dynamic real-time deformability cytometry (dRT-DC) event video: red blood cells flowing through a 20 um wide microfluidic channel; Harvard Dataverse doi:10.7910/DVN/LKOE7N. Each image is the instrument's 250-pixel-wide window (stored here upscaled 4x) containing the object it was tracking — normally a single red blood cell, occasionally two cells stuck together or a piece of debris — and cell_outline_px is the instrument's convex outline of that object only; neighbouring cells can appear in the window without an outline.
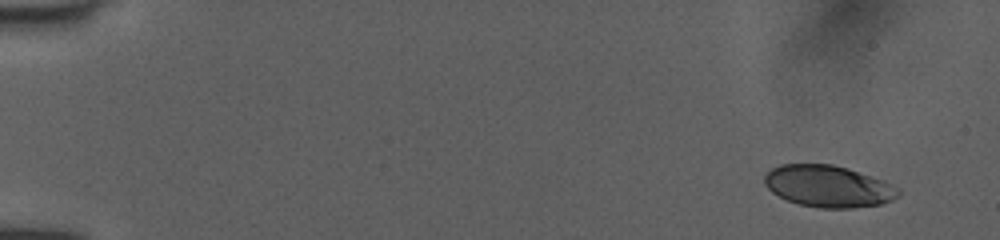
{"species": "human", "species_latin": "Homo sapiens", "temperature_condition": "room temperature", "stored_images_in_passage": 49, "camera_frame_rate_fps": 3000, "um_per_image_px": 0.085, "donor": {"sex": "female"}, "frame": {"image": 1, "passage_image": 1, "time_ms": 0.0, "image_size_px": [1000, 240], "cell_outline_px": [[900, 196], [892, 200], [880, 204], [852, 208], [820, 208], [800, 204], [788, 200], [772, 192], [764, 184], [764, 176], [772, 168], [780, 164], [832, 164], [848, 168], [884, 180], [900, 188]], "centroid_in_image_um": [70.43, 15.83], "position_along_channel_um": 14.6, "area_um2": 32.66}}
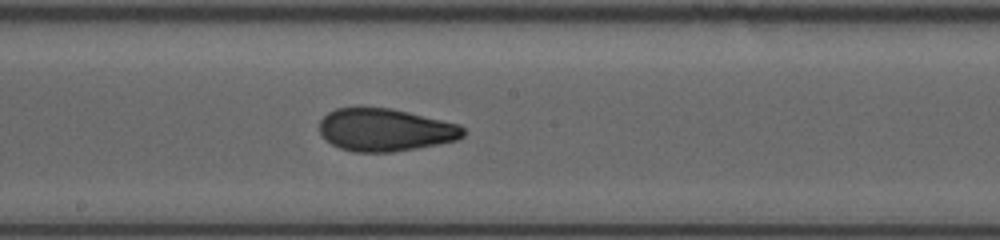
{"frame": {"image": 2, "passage_image": 27, "time_ms": 8.667, "image_size_px": [1000, 240], "cell_outline_px": [[464, 136], [456, 140], [416, 148], [392, 152], [352, 152], [340, 148], [324, 140], [320, 136], [320, 120], [328, 112], [336, 108], [392, 108], [460, 124], [464, 128]], "centroid_in_image_um": [32.72, 11.04], "position_along_channel_um": 215.5, "area_um2": 35.78}}
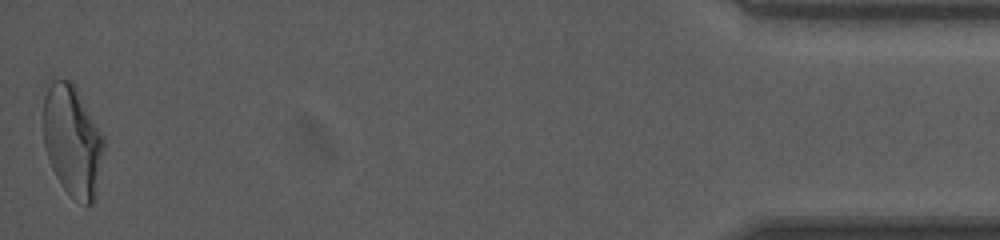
{"frame": {"image": 3, "passage_image": 49, "time_ms": 16.0, "image_size_px": [1000, 240], "cell_outline_px": [[104, 148], [96, 200], [92, 204], [84, 204], [72, 196], [60, 184], [52, 168], [44, 148], [44, 96], [52, 76], [72, 80], [104, 140]], "centroid_in_image_um": [6.14, 11.96], "position_along_channel_um": 429.1, "area_um2": 39.13}, "authors_computed_cell_mechanics": {"area_um2": 35.8938, "velocity_mm_per_s": 4.0404, "shape_relaxation_time_tau1_ms": 5.3079, "shape_relaxation_time_tau2_ms": 1.4267, "deformation_change_tau1": 0.1822, "deformation_change_tau2": 0.0732}}